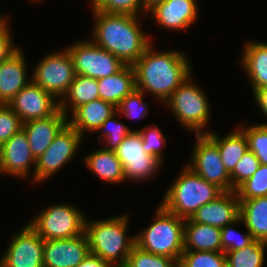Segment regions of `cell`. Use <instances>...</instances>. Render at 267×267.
<instances>
[{"instance_id": "cell-36", "label": "cell", "mask_w": 267, "mask_h": 267, "mask_svg": "<svg viewBox=\"0 0 267 267\" xmlns=\"http://www.w3.org/2000/svg\"><path fill=\"white\" fill-rule=\"evenodd\" d=\"M239 223H243L241 218L221 228L220 238L222 243V251L224 253L242 249L254 241V238L248 230L245 232V234H240L239 231H236L233 226H237Z\"/></svg>"}, {"instance_id": "cell-1", "label": "cell", "mask_w": 267, "mask_h": 267, "mask_svg": "<svg viewBox=\"0 0 267 267\" xmlns=\"http://www.w3.org/2000/svg\"><path fill=\"white\" fill-rule=\"evenodd\" d=\"M152 43L132 65L136 89L164 102L192 74L185 53L179 50L156 51Z\"/></svg>"}, {"instance_id": "cell-41", "label": "cell", "mask_w": 267, "mask_h": 267, "mask_svg": "<svg viewBox=\"0 0 267 267\" xmlns=\"http://www.w3.org/2000/svg\"><path fill=\"white\" fill-rule=\"evenodd\" d=\"M9 20L5 17L0 22V63L8 59L19 48L14 45L13 35L10 31Z\"/></svg>"}, {"instance_id": "cell-6", "label": "cell", "mask_w": 267, "mask_h": 267, "mask_svg": "<svg viewBox=\"0 0 267 267\" xmlns=\"http://www.w3.org/2000/svg\"><path fill=\"white\" fill-rule=\"evenodd\" d=\"M192 75L164 103L185 129L194 131L195 135L207 134L203 128L211 116L209 101L201 88L194 84Z\"/></svg>"}, {"instance_id": "cell-22", "label": "cell", "mask_w": 267, "mask_h": 267, "mask_svg": "<svg viewBox=\"0 0 267 267\" xmlns=\"http://www.w3.org/2000/svg\"><path fill=\"white\" fill-rule=\"evenodd\" d=\"M221 228L208 224L192 222L189 218L184 223V250L223 252Z\"/></svg>"}, {"instance_id": "cell-15", "label": "cell", "mask_w": 267, "mask_h": 267, "mask_svg": "<svg viewBox=\"0 0 267 267\" xmlns=\"http://www.w3.org/2000/svg\"><path fill=\"white\" fill-rule=\"evenodd\" d=\"M198 3L196 0H163L156 3L147 12L163 29L186 30L198 19Z\"/></svg>"}, {"instance_id": "cell-26", "label": "cell", "mask_w": 267, "mask_h": 267, "mask_svg": "<svg viewBox=\"0 0 267 267\" xmlns=\"http://www.w3.org/2000/svg\"><path fill=\"white\" fill-rule=\"evenodd\" d=\"M206 135L218 146L224 167L230 174L249 149L246 135L238 127L223 138L210 130H207Z\"/></svg>"}, {"instance_id": "cell-16", "label": "cell", "mask_w": 267, "mask_h": 267, "mask_svg": "<svg viewBox=\"0 0 267 267\" xmlns=\"http://www.w3.org/2000/svg\"><path fill=\"white\" fill-rule=\"evenodd\" d=\"M90 253L85 232L70 239L44 240V267H77Z\"/></svg>"}, {"instance_id": "cell-46", "label": "cell", "mask_w": 267, "mask_h": 267, "mask_svg": "<svg viewBox=\"0 0 267 267\" xmlns=\"http://www.w3.org/2000/svg\"><path fill=\"white\" fill-rule=\"evenodd\" d=\"M1 174H3V170H2L1 160H0V175Z\"/></svg>"}, {"instance_id": "cell-10", "label": "cell", "mask_w": 267, "mask_h": 267, "mask_svg": "<svg viewBox=\"0 0 267 267\" xmlns=\"http://www.w3.org/2000/svg\"><path fill=\"white\" fill-rule=\"evenodd\" d=\"M67 50L72 57L76 75L99 80L116 74L126 66L119 58L90 39L78 41L68 46Z\"/></svg>"}, {"instance_id": "cell-31", "label": "cell", "mask_w": 267, "mask_h": 267, "mask_svg": "<svg viewBox=\"0 0 267 267\" xmlns=\"http://www.w3.org/2000/svg\"><path fill=\"white\" fill-rule=\"evenodd\" d=\"M178 267H226L224 252L184 250Z\"/></svg>"}, {"instance_id": "cell-40", "label": "cell", "mask_w": 267, "mask_h": 267, "mask_svg": "<svg viewBox=\"0 0 267 267\" xmlns=\"http://www.w3.org/2000/svg\"><path fill=\"white\" fill-rule=\"evenodd\" d=\"M23 122L7 105L0 104V146L22 129Z\"/></svg>"}, {"instance_id": "cell-13", "label": "cell", "mask_w": 267, "mask_h": 267, "mask_svg": "<svg viewBox=\"0 0 267 267\" xmlns=\"http://www.w3.org/2000/svg\"><path fill=\"white\" fill-rule=\"evenodd\" d=\"M20 231L11 235L0 267H44V240L29 223Z\"/></svg>"}, {"instance_id": "cell-3", "label": "cell", "mask_w": 267, "mask_h": 267, "mask_svg": "<svg viewBox=\"0 0 267 267\" xmlns=\"http://www.w3.org/2000/svg\"><path fill=\"white\" fill-rule=\"evenodd\" d=\"M129 216L122 214L94 221L85 220L90 253L99 256L112 267H124L136 245L135 236L128 237Z\"/></svg>"}, {"instance_id": "cell-32", "label": "cell", "mask_w": 267, "mask_h": 267, "mask_svg": "<svg viewBox=\"0 0 267 267\" xmlns=\"http://www.w3.org/2000/svg\"><path fill=\"white\" fill-rule=\"evenodd\" d=\"M92 10L109 14H126L132 16H143L147 10L142 0H91ZM143 12V13H142Z\"/></svg>"}, {"instance_id": "cell-21", "label": "cell", "mask_w": 267, "mask_h": 267, "mask_svg": "<svg viewBox=\"0 0 267 267\" xmlns=\"http://www.w3.org/2000/svg\"><path fill=\"white\" fill-rule=\"evenodd\" d=\"M116 107L102 99L82 104L72 112L68 123L83 137L85 133L94 132L115 112Z\"/></svg>"}, {"instance_id": "cell-19", "label": "cell", "mask_w": 267, "mask_h": 267, "mask_svg": "<svg viewBox=\"0 0 267 267\" xmlns=\"http://www.w3.org/2000/svg\"><path fill=\"white\" fill-rule=\"evenodd\" d=\"M67 123L68 117L60 109L50 117L23 122L22 129L27 135L35 160L44 153Z\"/></svg>"}, {"instance_id": "cell-11", "label": "cell", "mask_w": 267, "mask_h": 267, "mask_svg": "<svg viewBox=\"0 0 267 267\" xmlns=\"http://www.w3.org/2000/svg\"><path fill=\"white\" fill-rule=\"evenodd\" d=\"M115 153L122 163L125 181L141 182L160 172L158 170L162 162L156 156L144 151L138 129L132 130L124 137Z\"/></svg>"}, {"instance_id": "cell-44", "label": "cell", "mask_w": 267, "mask_h": 267, "mask_svg": "<svg viewBox=\"0 0 267 267\" xmlns=\"http://www.w3.org/2000/svg\"><path fill=\"white\" fill-rule=\"evenodd\" d=\"M163 0H142L144 8L148 11L152 8L156 3L162 2Z\"/></svg>"}, {"instance_id": "cell-38", "label": "cell", "mask_w": 267, "mask_h": 267, "mask_svg": "<svg viewBox=\"0 0 267 267\" xmlns=\"http://www.w3.org/2000/svg\"><path fill=\"white\" fill-rule=\"evenodd\" d=\"M260 161L255 154L248 149L230 173L232 191H235L242 183L251 178L258 170Z\"/></svg>"}, {"instance_id": "cell-30", "label": "cell", "mask_w": 267, "mask_h": 267, "mask_svg": "<svg viewBox=\"0 0 267 267\" xmlns=\"http://www.w3.org/2000/svg\"><path fill=\"white\" fill-rule=\"evenodd\" d=\"M118 115L119 113L116 111L95 131H100L98 138L100 137V140L101 137L104 139V141L101 142H103V148L108 151L115 152L124 137L132 131V129L123 124V122H119L114 118Z\"/></svg>"}, {"instance_id": "cell-9", "label": "cell", "mask_w": 267, "mask_h": 267, "mask_svg": "<svg viewBox=\"0 0 267 267\" xmlns=\"http://www.w3.org/2000/svg\"><path fill=\"white\" fill-rule=\"evenodd\" d=\"M82 140L83 137L77 130L67 123L44 153L36 159L31 181L34 183L43 182L59 172L76 156V151H78Z\"/></svg>"}, {"instance_id": "cell-29", "label": "cell", "mask_w": 267, "mask_h": 267, "mask_svg": "<svg viewBox=\"0 0 267 267\" xmlns=\"http://www.w3.org/2000/svg\"><path fill=\"white\" fill-rule=\"evenodd\" d=\"M266 247V242L254 240L242 249L226 252V267H263Z\"/></svg>"}, {"instance_id": "cell-33", "label": "cell", "mask_w": 267, "mask_h": 267, "mask_svg": "<svg viewBox=\"0 0 267 267\" xmlns=\"http://www.w3.org/2000/svg\"><path fill=\"white\" fill-rule=\"evenodd\" d=\"M242 125L239 128L246 135L249 150L255 154L260 164L267 165V125Z\"/></svg>"}, {"instance_id": "cell-4", "label": "cell", "mask_w": 267, "mask_h": 267, "mask_svg": "<svg viewBox=\"0 0 267 267\" xmlns=\"http://www.w3.org/2000/svg\"><path fill=\"white\" fill-rule=\"evenodd\" d=\"M223 192L186 165L165 192L161 205L178 217L188 219L200 207L215 200Z\"/></svg>"}, {"instance_id": "cell-43", "label": "cell", "mask_w": 267, "mask_h": 267, "mask_svg": "<svg viewBox=\"0 0 267 267\" xmlns=\"http://www.w3.org/2000/svg\"><path fill=\"white\" fill-rule=\"evenodd\" d=\"M77 267H112L99 256L89 253Z\"/></svg>"}, {"instance_id": "cell-35", "label": "cell", "mask_w": 267, "mask_h": 267, "mask_svg": "<svg viewBox=\"0 0 267 267\" xmlns=\"http://www.w3.org/2000/svg\"><path fill=\"white\" fill-rule=\"evenodd\" d=\"M124 267H178V261L146 252L135 245L130 251Z\"/></svg>"}, {"instance_id": "cell-25", "label": "cell", "mask_w": 267, "mask_h": 267, "mask_svg": "<svg viewBox=\"0 0 267 267\" xmlns=\"http://www.w3.org/2000/svg\"><path fill=\"white\" fill-rule=\"evenodd\" d=\"M84 162L87 168L102 181L109 184L123 183L125 181L122 163L113 151L104 148L86 155Z\"/></svg>"}, {"instance_id": "cell-27", "label": "cell", "mask_w": 267, "mask_h": 267, "mask_svg": "<svg viewBox=\"0 0 267 267\" xmlns=\"http://www.w3.org/2000/svg\"><path fill=\"white\" fill-rule=\"evenodd\" d=\"M240 218L254 240L267 243V196L240 200Z\"/></svg>"}, {"instance_id": "cell-28", "label": "cell", "mask_w": 267, "mask_h": 267, "mask_svg": "<svg viewBox=\"0 0 267 267\" xmlns=\"http://www.w3.org/2000/svg\"><path fill=\"white\" fill-rule=\"evenodd\" d=\"M96 99H100L98 80L91 77L76 75L68 91L59 101V109L68 117L69 111L72 113L80 105Z\"/></svg>"}, {"instance_id": "cell-12", "label": "cell", "mask_w": 267, "mask_h": 267, "mask_svg": "<svg viewBox=\"0 0 267 267\" xmlns=\"http://www.w3.org/2000/svg\"><path fill=\"white\" fill-rule=\"evenodd\" d=\"M195 137L192 160L187 166L223 191H232L230 174L224 167L218 146L206 134Z\"/></svg>"}, {"instance_id": "cell-24", "label": "cell", "mask_w": 267, "mask_h": 267, "mask_svg": "<svg viewBox=\"0 0 267 267\" xmlns=\"http://www.w3.org/2000/svg\"><path fill=\"white\" fill-rule=\"evenodd\" d=\"M241 61L252 90L267 87V43H246Z\"/></svg>"}, {"instance_id": "cell-18", "label": "cell", "mask_w": 267, "mask_h": 267, "mask_svg": "<svg viewBox=\"0 0 267 267\" xmlns=\"http://www.w3.org/2000/svg\"><path fill=\"white\" fill-rule=\"evenodd\" d=\"M240 218V200L236 191H224L215 200L200 207L189 218L192 222L223 228Z\"/></svg>"}, {"instance_id": "cell-45", "label": "cell", "mask_w": 267, "mask_h": 267, "mask_svg": "<svg viewBox=\"0 0 267 267\" xmlns=\"http://www.w3.org/2000/svg\"><path fill=\"white\" fill-rule=\"evenodd\" d=\"M4 15L1 14V11H0V22L5 18V16L3 17Z\"/></svg>"}, {"instance_id": "cell-8", "label": "cell", "mask_w": 267, "mask_h": 267, "mask_svg": "<svg viewBox=\"0 0 267 267\" xmlns=\"http://www.w3.org/2000/svg\"><path fill=\"white\" fill-rule=\"evenodd\" d=\"M44 55L32 72V81L60 101L76 77L74 63L69 51Z\"/></svg>"}, {"instance_id": "cell-17", "label": "cell", "mask_w": 267, "mask_h": 267, "mask_svg": "<svg viewBox=\"0 0 267 267\" xmlns=\"http://www.w3.org/2000/svg\"><path fill=\"white\" fill-rule=\"evenodd\" d=\"M0 160L3 174L26 178L31 166L35 169L33 157L26 133L23 129L14 134L0 146Z\"/></svg>"}, {"instance_id": "cell-7", "label": "cell", "mask_w": 267, "mask_h": 267, "mask_svg": "<svg viewBox=\"0 0 267 267\" xmlns=\"http://www.w3.org/2000/svg\"><path fill=\"white\" fill-rule=\"evenodd\" d=\"M85 220L79 208L58 203L42 209L29 225L43 240L70 239L84 233Z\"/></svg>"}, {"instance_id": "cell-34", "label": "cell", "mask_w": 267, "mask_h": 267, "mask_svg": "<svg viewBox=\"0 0 267 267\" xmlns=\"http://www.w3.org/2000/svg\"><path fill=\"white\" fill-rule=\"evenodd\" d=\"M239 200H248L267 196V165L260 164L253 176L236 190Z\"/></svg>"}, {"instance_id": "cell-20", "label": "cell", "mask_w": 267, "mask_h": 267, "mask_svg": "<svg viewBox=\"0 0 267 267\" xmlns=\"http://www.w3.org/2000/svg\"><path fill=\"white\" fill-rule=\"evenodd\" d=\"M25 56L19 48L8 59L0 63V104L9 101L21 91L32 78L27 77Z\"/></svg>"}, {"instance_id": "cell-5", "label": "cell", "mask_w": 267, "mask_h": 267, "mask_svg": "<svg viewBox=\"0 0 267 267\" xmlns=\"http://www.w3.org/2000/svg\"><path fill=\"white\" fill-rule=\"evenodd\" d=\"M155 214L154 222L135 235L136 246L179 262L184 251L185 219L167 211L161 204Z\"/></svg>"}, {"instance_id": "cell-37", "label": "cell", "mask_w": 267, "mask_h": 267, "mask_svg": "<svg viewBox=\"0 0 267 267\" xmlns=\"http://www.w3.org/2000/svg\"><path fill=\"white\" fill-rule=\"evenodd\" d=\"M145 93L135 89L127 95L120 104L116 107L120 116L125 115L126 118H145L150 111L149 106L143 101ZM122 114V115H121Z\"/></svg>"}, {"instance_id": "cell-14", "label": "cell", "mask_w": 267, "mask_h": 267, "mask_svg": "<svg viewBox=\"0 0 267 267\" xmlns=\"http://www.w3.org/2000/svg\"><path fill=\"white\" fill-rule=\"evenodd\" d=\"M33 81L19 91L7 104L22 122L44 119L59 110V101Z\"/></svg>"}, {"instance_id": "cell-42", "label": "cell", "mask_w": 267, "mask_h": 267, "mask_svg": "<svg viewBox=\"0 0 267 267\" xmlns=\"http://www.w3.org/2000/svg\"><path fill=\"white\" fill-rule=\"evenodd\" d=\"M255 97L256 104L267 117V87H261L252 91ZM267 125V123H262Z\"/></svg>"}, {"instance_id": "cell-39", "label": "cell", "mask_w": 267, "mask_h": 267, "mask_svg": "<svg viewBox=\"0 0 267 267\" xmlns=\"http://www.w3.org/2000/svg\"><path fill=\"white\" fill-rule=\"evenodd\" d=\"M141 134L143 141L144 151L150 155L156 156L161 162H163L162 148L167 145L166 138L160 131V128L155 126H145L142 130H138Z\"/></svg>"}, {"instance_id": "cell-2", "label": "cell", "mask_w": 267, "mask_h": 267, "mask_svg": "<svg viewBox=\"0 0 267 267\" xmlns=\"http://www.w3.org/2000/svg\"><path fill=\"white\" fill-rule=\"evenodd\" d=\"M92 12L95 22L91 40L125 65L132 66L152 43L139 25L141 16Z\"/></svg>"}, {"instance_id": "cell-23", "label": "cell", "mask_w": 267, "mask_h": 267, "mask_svg": "<svg viewBox=\"0 0 267 267\" xmlns=\"http://www.w3.org/2000/svg\"><path fill=\"white\" fill-rule=\"evenodd\" d=\"M135 89V71L131 65H126L116 74L98 80L100 99L112 103L115 107Z\"/></svg>"}]
</instances>
